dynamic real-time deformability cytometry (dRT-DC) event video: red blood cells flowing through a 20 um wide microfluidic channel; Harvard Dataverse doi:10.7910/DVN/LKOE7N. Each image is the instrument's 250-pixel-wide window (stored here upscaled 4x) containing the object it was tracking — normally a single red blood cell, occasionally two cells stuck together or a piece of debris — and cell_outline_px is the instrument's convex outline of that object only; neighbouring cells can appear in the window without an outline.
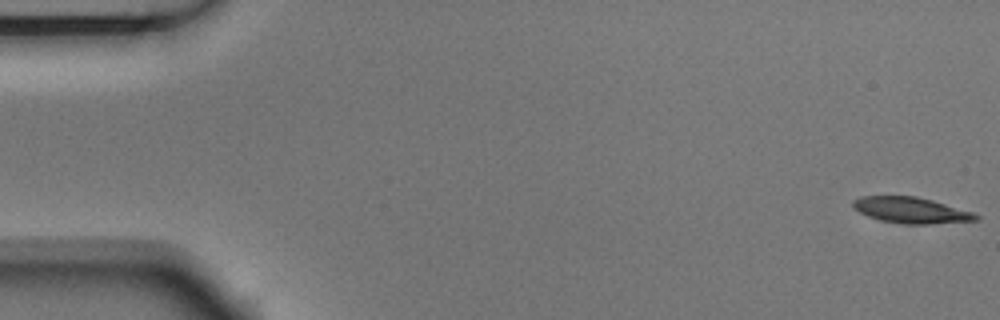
{"species": "Egyptian fruit bat (a non-hibernating species)", "species_latin": "Rousettus aegyptiacus", "temperature_condition": "room temperature", "stored_images_in_passage": 6, "camera_frame_rate_fps": 3000, "um_per_image_px": 0.085, "animal": {"sex": "male"}, "frame": {"image": 1, "passage_image": 1, "time_ms": 0.0, "image_size_px": [1000, 320], "cell_outline_px": [[980, 220], [932, 224], [900, 224], [880, 220], [868, 216], [852, 208], [852, 200], [860, 196], [916, 196], [932, 200], [972, 212], [980, 216]], "centroid_in_image_um": [77.42, 17.87], "position_along_channel_um": 7.6, "area_um2": 18.73}}